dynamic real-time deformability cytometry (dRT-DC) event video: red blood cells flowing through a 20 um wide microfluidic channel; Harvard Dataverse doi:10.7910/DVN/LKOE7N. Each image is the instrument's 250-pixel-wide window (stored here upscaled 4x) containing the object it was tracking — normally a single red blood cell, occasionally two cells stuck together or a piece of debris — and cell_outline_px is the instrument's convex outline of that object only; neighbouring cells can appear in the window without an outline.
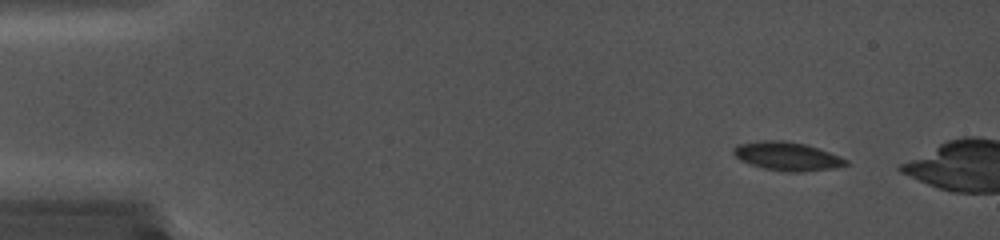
{"species": "common noctule bat (a hibernating species)", "species_latin": "Nyctalus noctula", "temperature_condition": "cold", "stored_images_in_passage": 85, "camera_frame_rate_fps": 5000, "um_per_image_px": 0.085, "animal": {"sex": "female", "body_mass_g": 19.0, "forearm_length_mm": 56.7}, "frame": {"image": 1, "passage_image": 10, "time_ms": 1.8, "image_size_px": [1000, 240], "cell_outline_px": [[848, 164], [832, 168], [804, 172], [788, 172], [764, 168], [740, 160], [732, 152], [732, 148], [736, 144], [756, 140], [784, 140], [804, 144], [840, 156], [848, 160]], "centroid_in_image_um": [66.86, 13.27], "position_along_channel_um": 18.1, "area_um2": 18.67}}
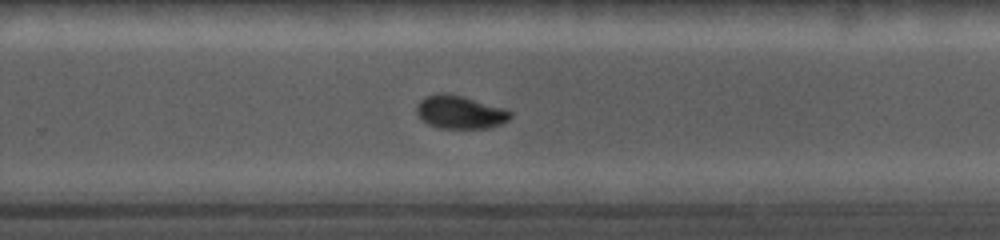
{"frame": {"image": 2, "passage_image": 60, "time_ms": 11.8, "image_size_px": [1000, 240], "cell_outline_px": [[512, 116], [508, 120], [500, 124], [488, 128], [440, 128], [428, 124], [416, 112], [416, 104], [424, 96], [440, 92], [444, 92], [464, 96], [508, 108], [512, 112]], "centroid_in_image_um": [39.13, 9.51], "position_along_channel_um": 290.7, "area_um2": 18.44}}
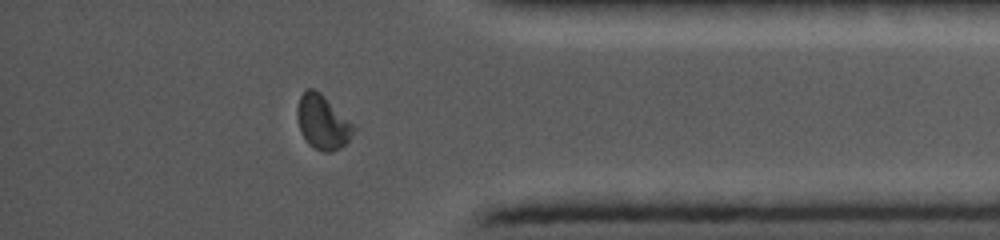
{"frame": {"image": 3, "passage_image": 76, "time_ms": 15.0, "image_size_px": [1000, 240], "cell_outline_px": [[356, 128], [352, 136], [340, 148], [332, 152], [324, 152], [308, 144], [300, 128], [296, 116], [296, 108], [300, 96], [304, 88], [312, 88], [320, 92]], "centroid_in_image_um": [27.39, 10.37], "position_along_channel_um": 407.8, "area_um2": 17.57}}